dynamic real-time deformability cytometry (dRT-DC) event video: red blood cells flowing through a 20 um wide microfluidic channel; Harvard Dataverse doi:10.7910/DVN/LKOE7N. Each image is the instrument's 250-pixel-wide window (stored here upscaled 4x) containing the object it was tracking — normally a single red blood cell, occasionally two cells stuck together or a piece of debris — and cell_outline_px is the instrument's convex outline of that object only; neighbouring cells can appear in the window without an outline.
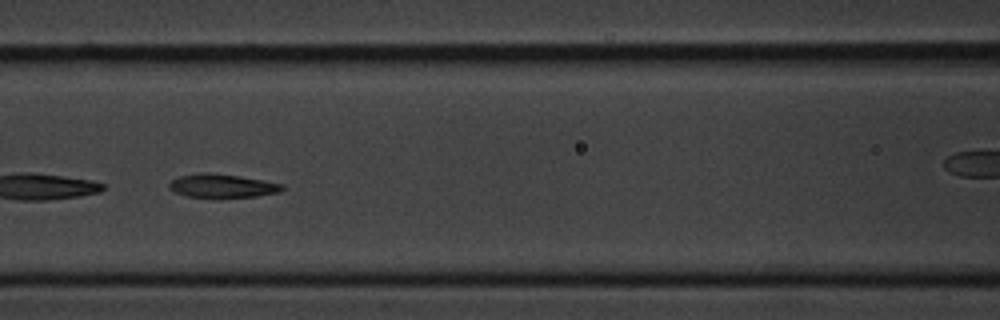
{"species": "common noctule bat (a hibernating species)", "species_latin": "Nyctalus noctula", "temperature_condition": "cold", "stored_images_in_passage": 42, "camera_frame_rate_fps": 3000, "um_per_image_px": 0.085, "animal": {"sex": "male", "body_mass_g": 20.1, "forearm_length_mm": 53.5}, "frame": {"image": 1, "passage_image": 24, "time_ms": 7.667, "image_size_px": [1000, 320], "cell_outline_px": [[284, 188], [280, 192], [256, 196], [188, 196], [176, 192], [168, 188], [168, 184], [172, 180], [180, 176], [200, 172], [208, 172], [240, 176], [264, 180], [284, 184]], "centroid_in_image_um": [18.91, 15.76], "position_along_channel_um": 147.7, "area_um2": 15.2}}
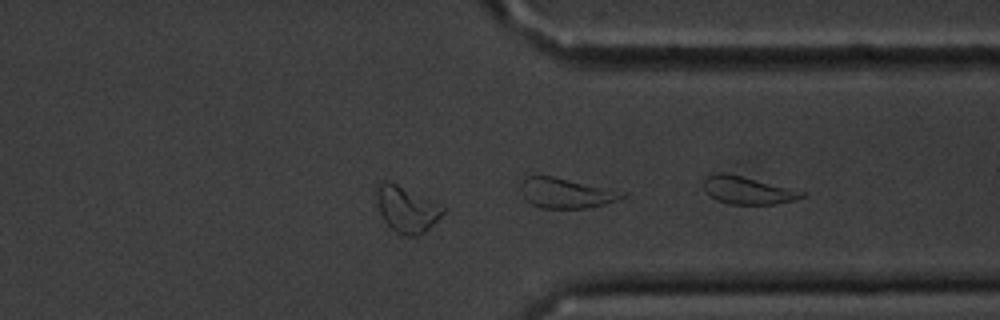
{"frame": {"image": 2, "passage_image": 42, "time_ms": 13.667, "image_size_px": [1000, 320], "cell_outline_px": [[628, 196], [620, 200], [588, 208], [540, 208], [524, 200], [520, 192], [520, 184], [524, 176], [552, 176], [612, 188], [628, 192]], "centroid_in_image_um": [48.15, 16.41], "position_along_channel_um": 363.3, "area_um2": 18.32}}